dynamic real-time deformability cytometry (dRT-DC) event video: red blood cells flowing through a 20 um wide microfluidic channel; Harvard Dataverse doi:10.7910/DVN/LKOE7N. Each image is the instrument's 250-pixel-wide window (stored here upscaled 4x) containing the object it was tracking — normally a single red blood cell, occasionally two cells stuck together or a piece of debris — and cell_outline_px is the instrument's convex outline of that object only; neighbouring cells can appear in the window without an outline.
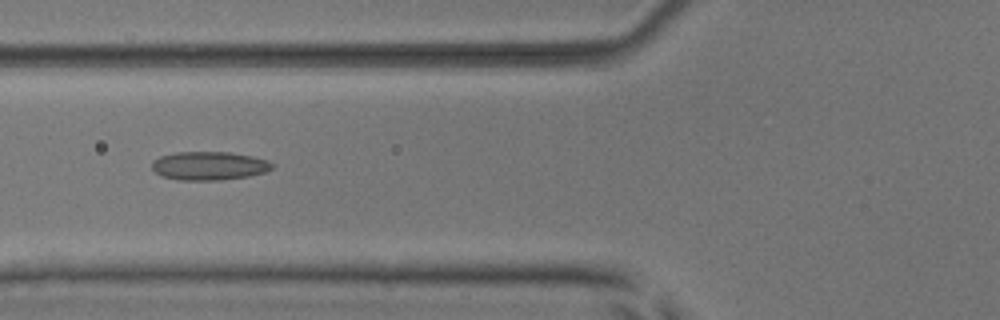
{"species": "common noctule bat (a hibernating species)", "species_latin": "Nyctalus noctula", "temperature_condition": "room temperature", "stored_images_in_passage": 5, "camera_frame_rate_fps": 3000, "um_per_image_px": 0.085, "animal": {"sex": "male", "body_mass_g": 17.9, "forearm_length_mm": 54.2}, "frame": {"image": 1, "passage_image": 2, "time_ms": 1.333, "image_size_px": [1000, 320], "cell_outline_px": [[276, 164], [272, 168], [264, 172], [248, 176], [220, 180], [180, 180], [160, 176], [152, 168], [152, 160], [160, 156], [176, 152], [228, 152], [252, 156], [268, 160]], "centroid_in_image_um": [17.77, 14.09], "position_along_channel_um": 108.0, "area_um2": 20.06}}
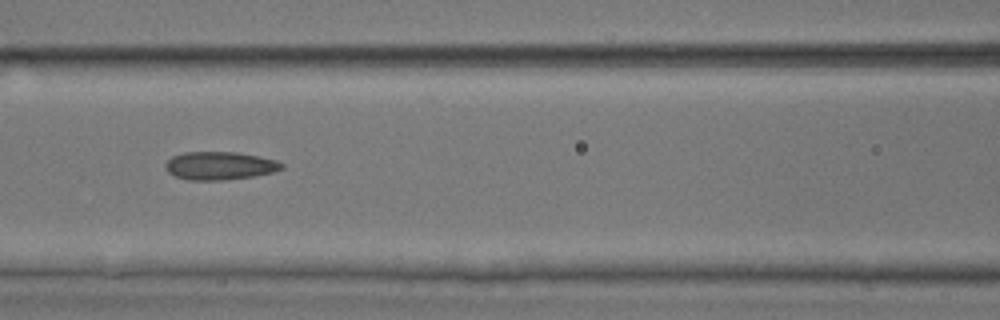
{"frame": {"image": 2, "passage_image": 3, "time_ms": 2.333, "image_size_px": [1000, 320], "cell_outline_px": [[284, 168], [272, 172], [252, 176], [224, 180], [188, 180], [176, 176], [168, 172], [164, 168], [164, 164], [172, 156], [184, 152], [236, 152], [260, 156], [276, 160], [284, 164]], "centroid_in_image_um": [18.66, 14.08], "position_along_channel_um": 147.9, "area_um2": 19.07}}
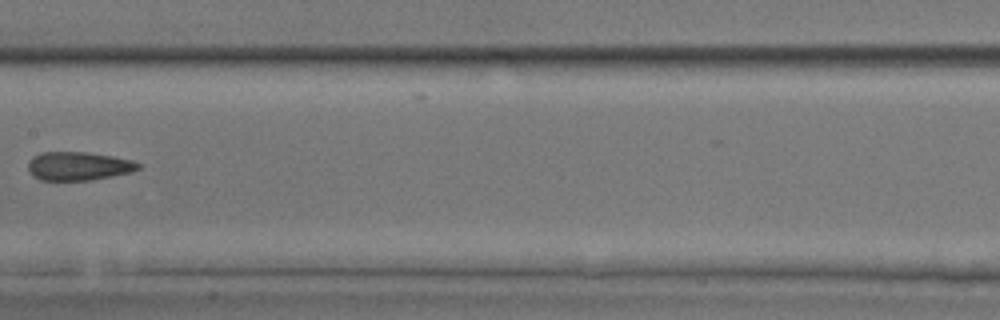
{"frame": {"image": 3, "passage_image": 4, "time_ms": 3.667, "image_size_px": [1000, 320], "cell_outline_px": [[140, 168], [132, 172], [92, 180], [40, 180], [32, 176], [28, 168], [28, 164], [32, 156], [40, 152], [88, 152], [112, 156], [132, 160], [140, 164]], "centroid_in_image_um": [6.66, 14.11], "position_along_channel_um": 200.7, "area_um2": 18.44}}